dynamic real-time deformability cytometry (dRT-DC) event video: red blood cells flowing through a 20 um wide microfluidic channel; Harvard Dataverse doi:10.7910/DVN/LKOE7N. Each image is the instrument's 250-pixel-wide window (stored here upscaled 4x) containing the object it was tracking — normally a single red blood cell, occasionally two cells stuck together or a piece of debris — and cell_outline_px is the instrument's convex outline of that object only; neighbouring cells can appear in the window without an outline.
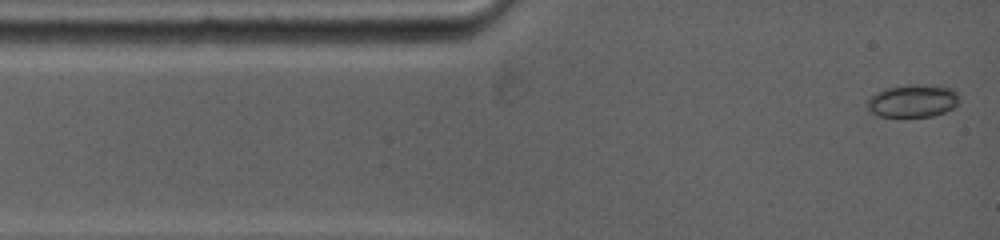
{"species": "common noctule bat (a hibernating species)", "species_latin": "Nyctalus noctula", "temperature_condition": "warm", "stored_images_in_passage": 10, "camera_frame_rate_fps": 5000, "um_per_image_px": 0.085, "animal": {"sex": "female", "body_mass_g": 19.0, "forearm_length_mm": 53.3}, "frame": {"image": 1, "passage_image": 1, "time_ms": 0.0, "image_size_px": [1000, 240], "cell_outline_px": [[956, 104], [944, 112], [928, 116], [884, 116], [876, 112], [868, 104], [868, 100], [872, 96], [888, 88], [912, 84], [944, 88], [956, 92]], "centroid_in_image_um": [77.59, 8.58], "position_along_channel_um": 7.4, "area_um2": 16.18}}
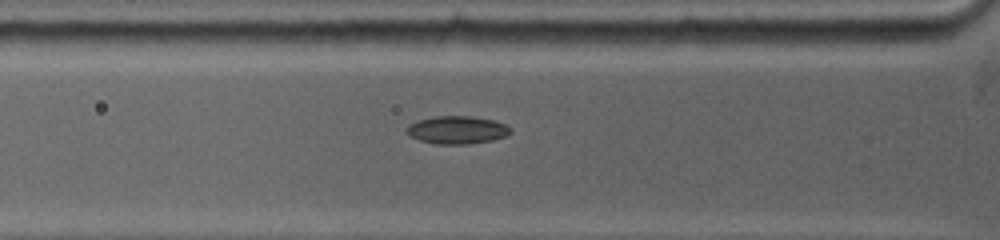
{"frame": {"image": 2, "passage_image": 8, "time_ms": 3.2, "image_size_px": [1000, 240], "cell_outline_px": [[512, 132], [508, 136], [492, 140], [468, 144], [436, 144], [420, 140], [412, 136], [408, 132], [408, 128], [416, 120], [432, 116], [472, 116], [496, 120], [504, 124]], "centroid_in_image_um": [38.9, 11.04], "position_along_channel_um": 86.9, "area_um2": 16.76}}
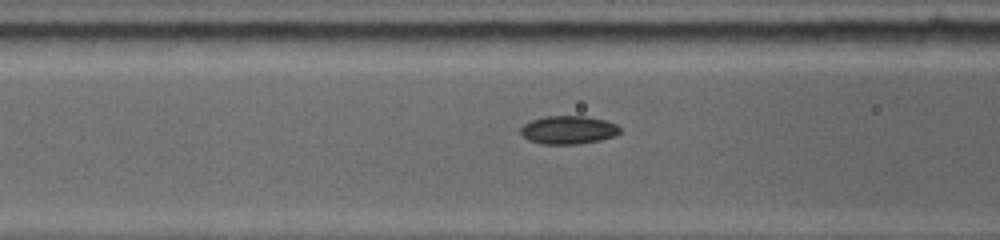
{"frame": {"image": 3, "passage_image": 10, "time_ms": 4.0, "image_size_px": [1000, 240], "cell_outline_px": [[620, 132], [612, 136], [600, 140], [576, 144], [544, 144], [528, 140], [520, 132], [520, 128], [524, 124], [532, 120], [544, 116], [584, 116], [604, 120], [616, 124], [620, 128]], "centroid_in_image_um": [48.28, 11.04], "position_along_channel_um": 118.3, "area_um2": 16.18}}